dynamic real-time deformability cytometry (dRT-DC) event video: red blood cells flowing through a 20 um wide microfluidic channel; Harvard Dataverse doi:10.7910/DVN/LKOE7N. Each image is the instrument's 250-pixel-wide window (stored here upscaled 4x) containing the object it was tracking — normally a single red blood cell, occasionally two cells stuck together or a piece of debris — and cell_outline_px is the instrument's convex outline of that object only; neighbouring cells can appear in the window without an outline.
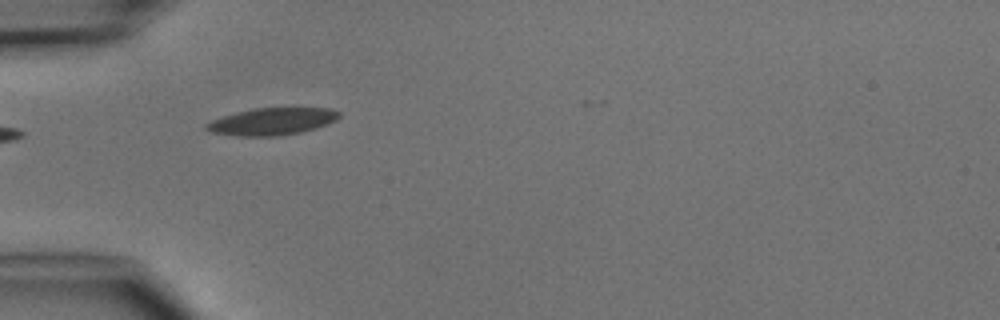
{"species": "common noctule bat (a hibernating species)", "species_latin": "Nyctalus noctula", "temperature_condition": "cold", "stored_images_in_passage": 6, "camera_frame_rate_fps": 3000, "um_per_image_px": 0.085, "animal": {"sex": "male", "body_mass_g": 15.6}, "frame": {"image": 1, "passage_image": 5, "time_ms": 4.667, "image_size_px": [1000, 320], "cell_outline_px": [[340, 116], [336, 120], [316, 128], [300, 132], [276, 136], [236, 136], [212, 132], [204, 128], [204, 124], [212, 120], [224, 116], [252, 108], [332, 108], [340, 112]], "centroid_in_image_um": [23.12, 10.32], "position_along_channel_um": 61.9, "area_um2": 20.92}}